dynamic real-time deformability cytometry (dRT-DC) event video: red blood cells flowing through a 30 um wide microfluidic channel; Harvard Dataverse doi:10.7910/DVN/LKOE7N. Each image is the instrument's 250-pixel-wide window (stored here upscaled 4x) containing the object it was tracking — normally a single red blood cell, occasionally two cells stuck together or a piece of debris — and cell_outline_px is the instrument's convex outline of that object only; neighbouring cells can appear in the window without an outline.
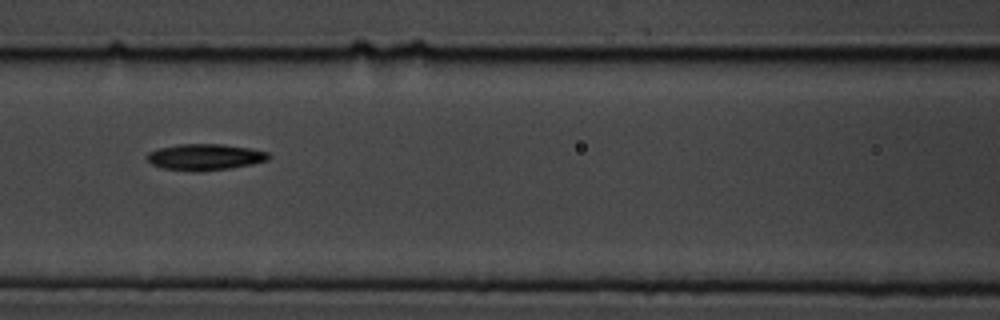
{"species": "common noctule bat (a hibernating species)", "species_latin": "Nyctalus noctula", "temperature_condition": "cold", "stored_images_in_passage": 12, "camera_frame_rate_fps": 3000, "um_per_image_px": 0.085, "animal": {"sex": "male", "body_mass_g": 19.5, "forearm_length_mm": 54.6}, "frame": {"image": 1, "passage_image": 4, "time_ms": 4.333, "image_size_px": [1000, 320], "cell_outline_px": [[272, 156], [268, 160], [252, 164], [232, 168], [200, 172], [192, 172], [164, 168], [152, 164], [144, 156], [148, 152], [160, 148], [180, 144], [220, 144], [248, 148], [268, 152]], "centroid_in_image_um": [17.42, 13.36], "position_along_channel_um": 149.2, "area_um2": 18.73}}
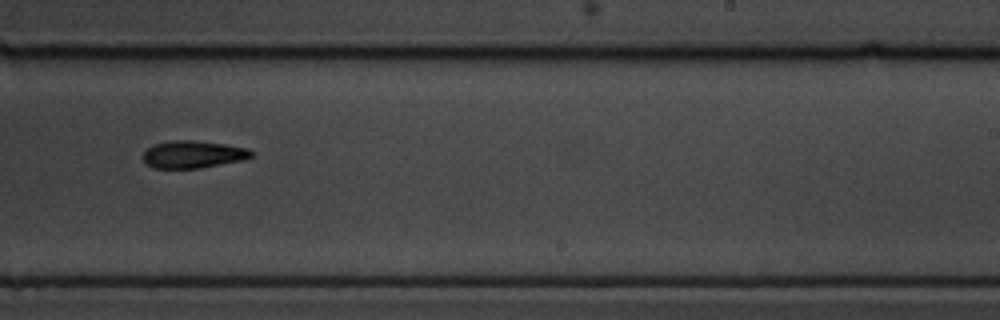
{"frame": {"image": 2, "passage_image": 7, "time_ms": 7.667, "image_size_px": [1000, 320], "cell_outline_px": [[252, 156], [244, 160], [200, 168], [152, 168], [144, 160], [144, 152], [152, 144], [168, 140], [192, 140], [224, 144], [248, 148], [252, 152]], "centroid_in_image_um": [16.4, 13.11], "position_along_channel_um": 272.6, "area_um2": 17.28}}
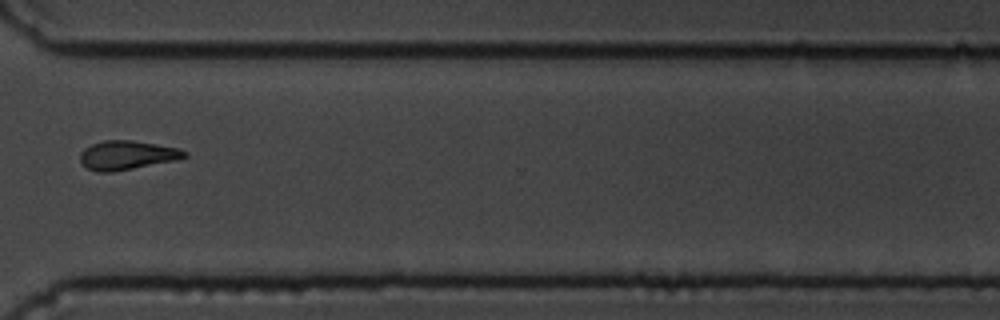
{"frame": {"image": 3, "passage_image": 9, "time_ms": 10.0, "image_size_px": [1000, 320], "cell_outline_px": [[188, 156], [172, 160], [112, 172], [96, 172], [88, 168], [80, 160], [80, 152], [84, 148], [92, 144], [104, 140], [132, 140], [156, 144], [176, 148], [188, 152]], "centroid_in_image_um": [10.74, 13.18], "position_along_channel_um": 359.9, "area_um2": 17.28}, "authors_computed_cell_mechanics": {"area_um2": 17.7735, "velocity_mm_per_s": 3.7005, "shape_relaxation_time_tau1_ms": null, "shape_relaxation_time_tau2_ms": 2.9091, "deformation_change_tau1": null, "deformation_change_tau2": 0.0719}}